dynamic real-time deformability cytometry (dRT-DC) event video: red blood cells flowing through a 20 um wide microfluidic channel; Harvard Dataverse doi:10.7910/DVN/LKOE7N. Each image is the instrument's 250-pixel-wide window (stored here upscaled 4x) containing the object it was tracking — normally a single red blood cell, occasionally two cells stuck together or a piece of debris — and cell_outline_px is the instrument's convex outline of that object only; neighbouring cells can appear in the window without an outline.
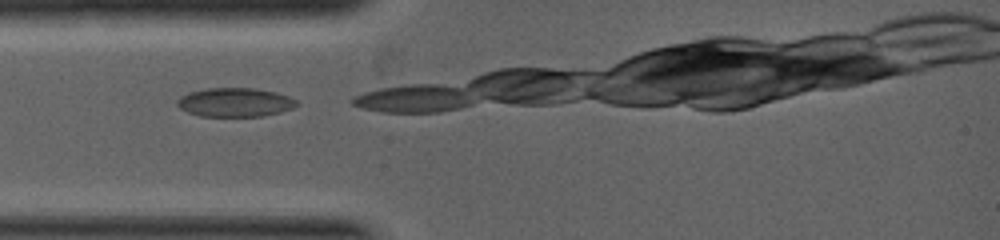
{"species": "common noctule bat (a hibernating species)", "species_latin": "Nyctalus noctula", "temperature_condition": "warm", "stored_images_in_passage": 2, "camera_frame_rate_fps": 5000, "um_per_image_px": 0.085, "animal": {"sex": "female", "body_mass_g": 19.0, "forearm_length_mm": 53.3}, "frame": {"image": 1, "passage_image": 1, "time_ms": 0.0, "image_size_px": [1000, 240], "cell_outline_px": [[300, 104], [292, 108], [280, 112], [264, 116], [200, 116], [188, 112], [180, 108], [176, 104], [176, 100], [180, 96], [188, 92], [204, 88], [256, 88], [276, 92], [288, 96], [296, 100]], "centroid_in_image_um": [19.96, 8.69], "position_along_channel_um": 65.0, "area_um2": 20.29}}